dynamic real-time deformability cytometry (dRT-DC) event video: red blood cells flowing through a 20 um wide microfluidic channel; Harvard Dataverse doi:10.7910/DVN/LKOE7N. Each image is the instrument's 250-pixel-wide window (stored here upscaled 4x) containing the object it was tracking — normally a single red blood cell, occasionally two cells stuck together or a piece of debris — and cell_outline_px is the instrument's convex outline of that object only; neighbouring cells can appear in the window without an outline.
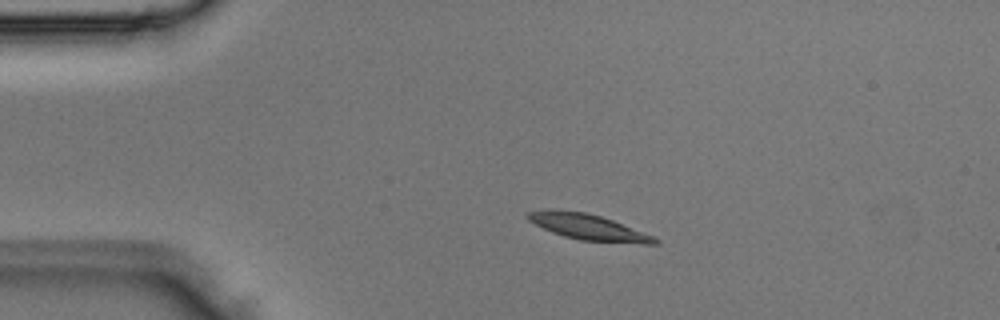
{"species": "Egyptian fruit bat (a non-hibernating species)", "species_latin": "Rousettus aegyptiacus", "temperature_condition": "room temperature", "stored_images_in_passage": 3, "camera_frame_rate_fps": 3000, "um_per_image_px": 0.085, "animal": {"sex": "male"}, "frame": {"image": 1, "passage_image": 2, "time_ms": 0.333, "image_size_px": [1000, 320], "cell_outline_px": [[660, 244], [644, 244], [580, 240], [564, 236], [552, 232], [528, 220], [524, 216], [528, 212], [544, 208], [556, 208], [584, 212], [600, 216], [612, 220], [652, 236], [660, 240]], "centroid_in_image_um": [49.93, 19.28], "position_along_channel_um": 35.1, "area_um2": 19.13}}